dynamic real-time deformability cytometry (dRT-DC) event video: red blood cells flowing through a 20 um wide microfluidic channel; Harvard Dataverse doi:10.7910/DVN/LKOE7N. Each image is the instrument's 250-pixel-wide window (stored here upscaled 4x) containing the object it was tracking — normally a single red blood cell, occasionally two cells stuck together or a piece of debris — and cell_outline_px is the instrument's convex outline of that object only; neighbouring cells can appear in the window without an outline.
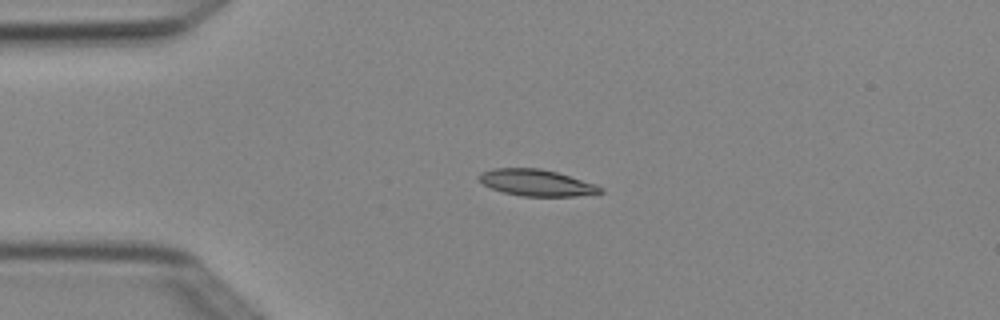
{"species": "Egyptian fruit bat (a non-hibernating species)", "species_latin": "Rousettus aegyptiacus", "temperature_condition": "cold", "stored_images_in_passage": 5, "camera_frame_rate_fps": 3000, "um_per_image_px": 0.085, "animal": {"sex": "female"}, "frame": {"image": 1, "passage_image": 3, "time_ms": 0.667, "image_size_px": [1000, 320], "cell_outline_px": [[604, 192], [576, 196], [520, 196], [504, 192], [492, 188], [484, 184], [476, 176], [480, 172], [492, 168], [540, 168], [556, 172], [596, 184], [604, 188]], "centroid_in_image_um": [45.6, 15.53], "position_along_channel_um": 39.4, "area_um2": 18.73}}
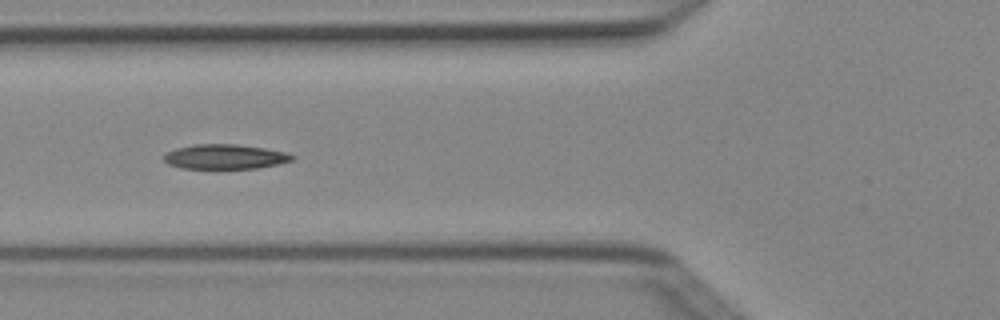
{"frame": {"image": 2, "passage_image": 5, "time_ms": 1.333, "image_size_px": [1000, 320], "cell_outline_px": [[296, 156], [292, 160], [276, 164], [256, 168], [180, 168], [168, 164], [164, 160], [164, 156], [168, 152], [176, 148], [196, 144], [236, 144], [264, 148], [284, 152]], "centroid_in_image_um": [19.1, 13.31], "position_along_channel_um": 106.7, "area_um2": 18.21}}